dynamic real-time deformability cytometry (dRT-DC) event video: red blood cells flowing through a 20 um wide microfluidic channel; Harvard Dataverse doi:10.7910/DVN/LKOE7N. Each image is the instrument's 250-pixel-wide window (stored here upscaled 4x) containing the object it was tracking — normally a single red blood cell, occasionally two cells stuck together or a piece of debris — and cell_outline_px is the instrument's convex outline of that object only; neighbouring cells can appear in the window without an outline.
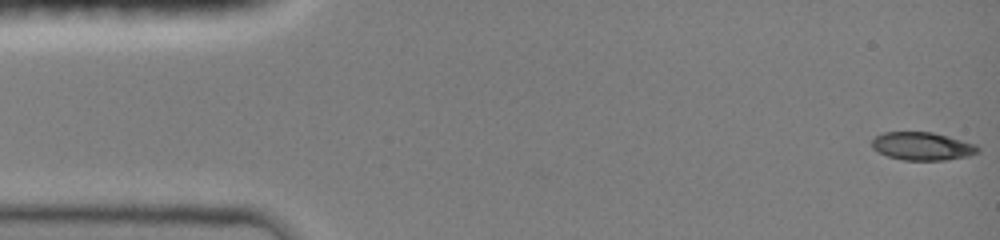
{"species": "common noctule bat (a hibernating species)", "species_latin": "Nyctalus noctula", "temperature_condition": "room temperature", "stored_images_in_passage": 47, "camera_frame_rate_fps": 3000, "um_per_image_px": 0.085, "animal": {"sex": "female", "body_mass_g": 19.0, "forearm_length_mm": 51.5}, "frame": {"image": 1, "passage_image": 1, "time_ms": 0.0, "image_size_px": [1000, 240], "cell_outline_px": [[980, 152], [968, 156], [944, 160], [904, 160], [888, 156], [872, 148], [872, 140], [876, 136], [884, 132], [932, 132], [948, 136], [976, 144], [980, 148]], "centroid_in_image_um": [78.42, 12.42], "position_along_channel_um": 6.6, "area_um2": 17.28}}
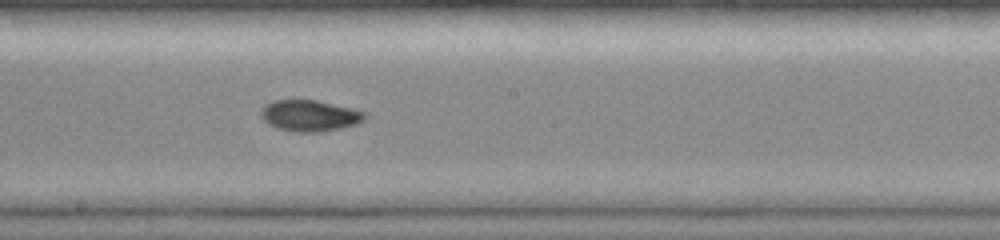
{"frame": {"image": 2, "passage_image": 26, "time_ms": 8.333, "image_size_px": [1000, 240], "cell_outline_px": [[368, 116], [364, 120], [356, 124], [340, 128], [320, 132], [296, 132], [276, 128], [268, 124], [260, 116], [260, 112], [264, 104], [272, 100], [316, 100], [352, 108], [368, 112]], "centroid_in_image_um": [26.33, 9.83], "position_along_channel_um": 221.9, "area_um2": 19.13}}
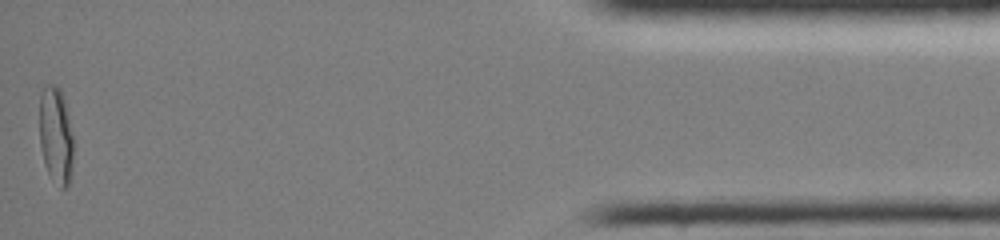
{"frame": {"image": 3, "passage_image": 47, "time_ms": 15.333, "image_size_px": [1000, 240], "cell_outline_px": [[72, 172], [68, 184], [64, 188], [60, 188], [48, 172], [44, 164], [40, 144], [40, 96], [44, 88], [48, 84], [52, 84], [60, 88], [64, 100], [68, 116], [72, 136]], "centroid_in_image_um": [4.74, 11.52], "position_along_channel_um": 430.5, "area_um2": 18.84}, "authors_computed_cell_mechanics": {"area_um2": 18.2648, "velocity_mm_per_s": 4.0647, "shape_relaxation_time_tau1_ms": null, "shape_relaxation_time_tau2_ms": 3.1454, "deformation_change_tau1": null, "deformation_change_tau2": 0.0562}}